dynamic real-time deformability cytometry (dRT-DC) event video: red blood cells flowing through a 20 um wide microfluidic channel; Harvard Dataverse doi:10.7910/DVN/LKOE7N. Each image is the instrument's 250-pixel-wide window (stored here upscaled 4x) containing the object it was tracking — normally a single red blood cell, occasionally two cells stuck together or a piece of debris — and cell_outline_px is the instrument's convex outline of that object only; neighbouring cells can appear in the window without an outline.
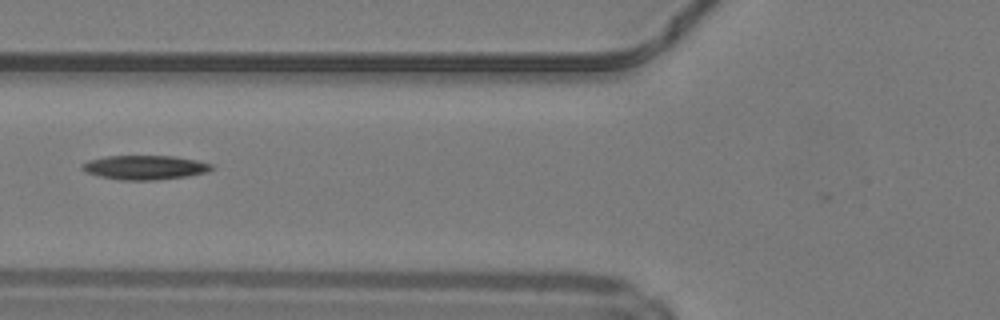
{"species": "common noctule bat (a hibernating species)", "species_latin": "Nyctalus noctula", "temperature_condition": "warm", "stored_images_in_passage": 29, "camera_frame_rate_fps": 3000, "um_per_image_px": 0.085, "animal": {"sex": "male", "body_mass_g": 19.2, "forearm_length_mm": 51.8}, "frame": {"image": 1, "passage_image": 5, "time_ms": 1.333, "image_size_px": [1000, 320], "cell_outline_px": [[212, 168], [208, 172], [188, 176], [156, 180], [120, 180], [100, 176], [88, 172], [80, 168], [88, 160], [108, 156], [172, 156], [196, 160], [212, 164]], "centroid_in_image_um": [12.34, 14.23], "position_along_channel_um": 113.5, "area_um2": 18.09}}